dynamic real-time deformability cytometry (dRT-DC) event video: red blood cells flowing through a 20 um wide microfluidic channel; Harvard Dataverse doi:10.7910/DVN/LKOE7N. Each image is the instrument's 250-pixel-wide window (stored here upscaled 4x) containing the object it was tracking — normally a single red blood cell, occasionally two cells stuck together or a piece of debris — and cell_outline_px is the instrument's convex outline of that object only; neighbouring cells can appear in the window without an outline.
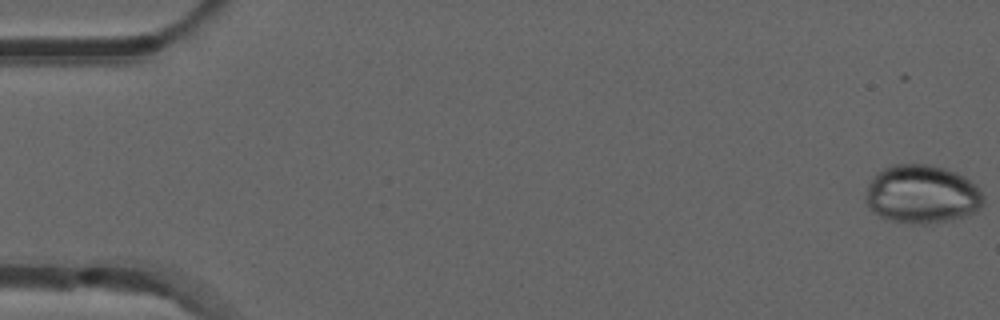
{"species": "common noctule bat (a hibernating species)", "species_latin": "Nyctalus noctula", "temperature_condition": "room temperature", "stored_images_in_passage": 20, "camera_frame_rate_fps": 3000, "um_per_image_px": 0.085, "animal": {"sex": "male", "forearm_length_mm": 52.5}, "frame": {"image": 1, "passage_image": 1, "time_ms": 0.0, "image_size_px": [1000, 320], "cell_outline_px": [[984, 204], [976, 212], [968, 216], [952, 220], [924, 224], [912, 224], [888, 220], [872, 212], [868, 208], [864, 200], [868, 184], [872, 176], [876, 172], [892, 164], [928, 164], [944, 168], [956, 172], [964, 176], [984, 196]], "centroid_in_image_um": [78.33, 16.52], "position_along_channel_um": 6.7, "area_um2": 40.63}}